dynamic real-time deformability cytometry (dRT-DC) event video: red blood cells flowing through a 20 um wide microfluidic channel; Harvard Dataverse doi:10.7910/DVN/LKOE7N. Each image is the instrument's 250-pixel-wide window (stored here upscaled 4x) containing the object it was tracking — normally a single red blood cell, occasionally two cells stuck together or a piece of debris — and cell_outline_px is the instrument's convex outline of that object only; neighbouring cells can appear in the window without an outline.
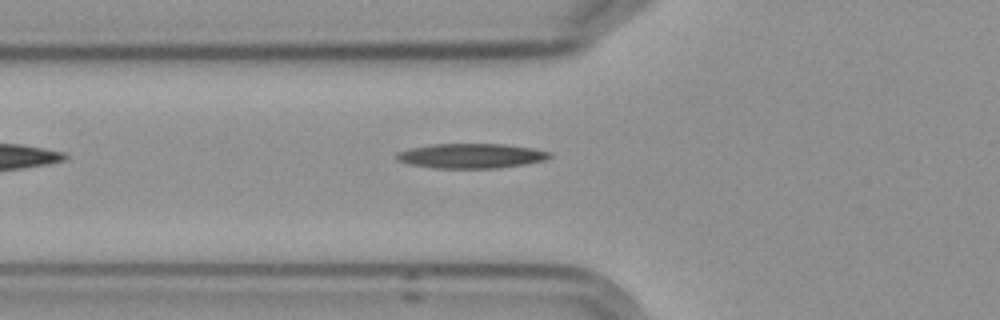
{"species": "Egyptian fruit bat (a non-hibernating species)", "species_latin": "Rousettus aegyptiacus", "temperature_condition": "cold", "stored_images_in_passage": 4, "camera_frame_rate_fps": 3000, "um_per_image_px": 0.085, "frame": {"image": 1, "passage_image": 4, "time_ms": 4.333, "image_size_px": [1000, 320], "cell_outline_px": [[552, 156], [544, 160], [524, 164], [496, 168], [432, 168], [412, 164], [400, 160], [396, 156], [400, 152], [412, 148], [436, 144], [504, 144], [532, 148], [552, 152]], "centroid_in_image_um": [40.13, 13.25], "position_along_channel_um": 85.7, "area_um2": 21.68}}